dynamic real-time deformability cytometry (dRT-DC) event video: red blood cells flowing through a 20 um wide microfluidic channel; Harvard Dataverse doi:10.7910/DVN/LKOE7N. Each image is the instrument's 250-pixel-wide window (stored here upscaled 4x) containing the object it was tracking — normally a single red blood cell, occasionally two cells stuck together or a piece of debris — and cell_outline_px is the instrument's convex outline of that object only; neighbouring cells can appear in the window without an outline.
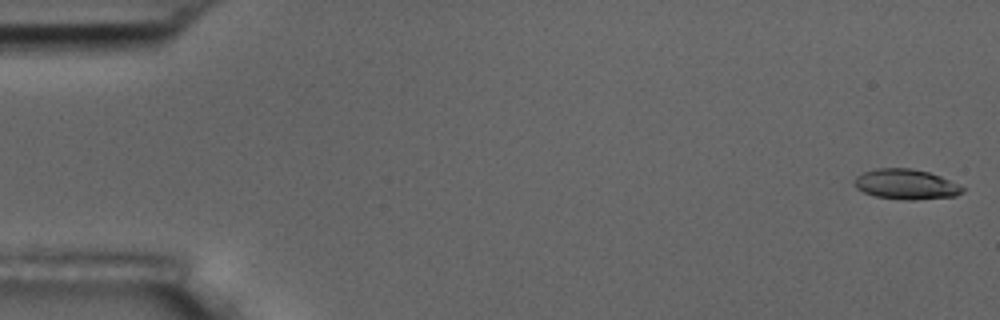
{"species": "common noctule bat (a hibernating species)", "species_latin": "Nyctalus noctula", "temperature_condition": "room temperature", "stored_images_in_passage": 5, "camera_frame_rate_fps": 3000, "um_per_image_px": 0.085, "animal": {"sex": "male", "body_mass_g": 17.5, "forearm_length_mm": 52.3}, "frame": {"image": 1, "passage_image": 1, "time_ms": 0.0, "image_size_px": [1000, 320], "cell_outline_px": [[964, 192], [956, 196], [916, 200], [908, 200], [876, 196], [864, 192], [856, 188], [852, 184], [856, 176], [864, 172], [876, 168], [908, 168], [928, 172], [940, 176], [964, 188]], "centroid_in_image_um": [76.98, 15.67], "position_along_channel_um": 8.0, "area_um2": 18.9}}
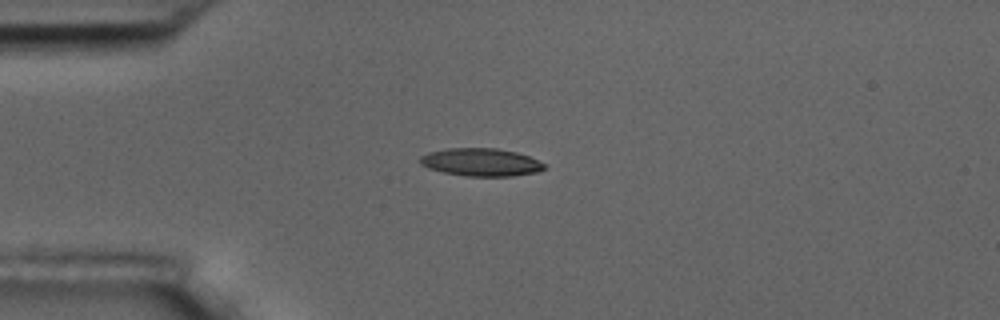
{"frame": {"image": 2, "passage_image": 5, "time_ms": 4.333, "image_size_px": [1000, 320], "cell_outline_px": [[548, 168], [536, 172], [512, 176], [464, 176], [444, 172], [428, 168], [420, 164], [420, 156], [428, 152], [444, 148], [496, 148], [516, 152], [528, 156], [548, 164]], "centroid_in_image_um": [40.9, 13.78], "position_along_channel_um": 44.1, "area_um2": 20.35}}